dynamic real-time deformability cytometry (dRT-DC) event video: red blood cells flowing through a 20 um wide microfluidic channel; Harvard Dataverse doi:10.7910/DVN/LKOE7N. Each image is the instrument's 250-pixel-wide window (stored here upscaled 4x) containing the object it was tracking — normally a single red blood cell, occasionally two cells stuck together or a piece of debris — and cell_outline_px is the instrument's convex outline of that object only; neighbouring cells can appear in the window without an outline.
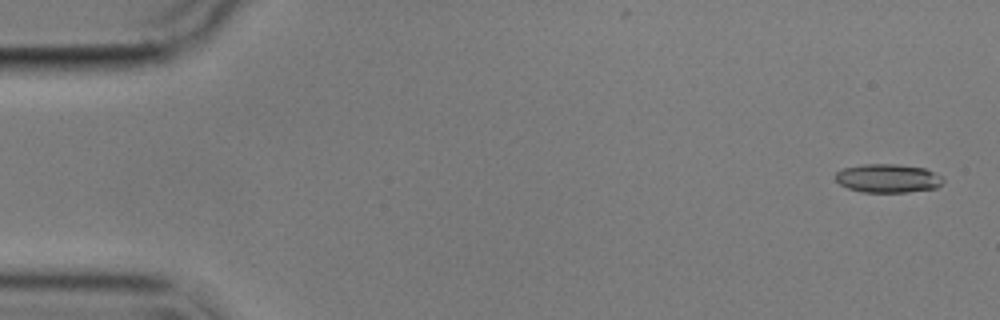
{"species": "common noctule bat (a hibernating species)", "species_latin": "Nyctalus noctula", "temperature_condition": "cold", "stored_images_in_passage": 5, "camera_frame_rate_fps": 3000, "um_per_image_px": 0.085, "animal": {"sex": "male", "body_mass_g": 17.9}, "frame": {"image": 1, "passage_image": 1, "time_ms": 0.0, "image_size_px": [1000, 320], "cell_outline_px": [[944, 180], [936, 188], [908, 192], [860, 192], [848, 188], [840, 184], [836, 180], [836, 172], [844, 168], [864, 164], [896, 164], [924, 168], [940, 176]], "centroid_in_image_um": [75.45, 15.16], "position_along_channel_um": 9.6, "area_um2": 17.8}}
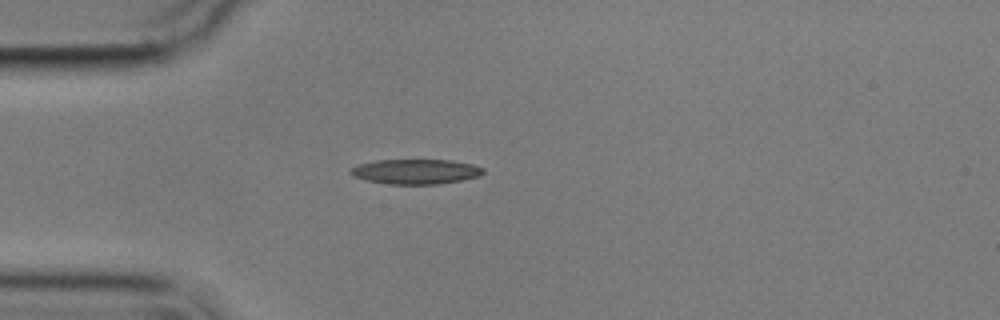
{"frame": {"image": 2, "passage_image": 4, "time_ms": 4.333, "image_size_px": [1000, 320], "cell_outline_px": [[484, 172], [480, 176], [440, 184], [388, 184], [368, 180], [352, 176], [348, 172], [352, 168], [360, 164], [376, 160], [452, 160], [472, 164], [484, 168]], "centroid_in_image_um": [35.35, 14.58], "position_along_channel_um": 49.6, "area_um2": 19.19}}